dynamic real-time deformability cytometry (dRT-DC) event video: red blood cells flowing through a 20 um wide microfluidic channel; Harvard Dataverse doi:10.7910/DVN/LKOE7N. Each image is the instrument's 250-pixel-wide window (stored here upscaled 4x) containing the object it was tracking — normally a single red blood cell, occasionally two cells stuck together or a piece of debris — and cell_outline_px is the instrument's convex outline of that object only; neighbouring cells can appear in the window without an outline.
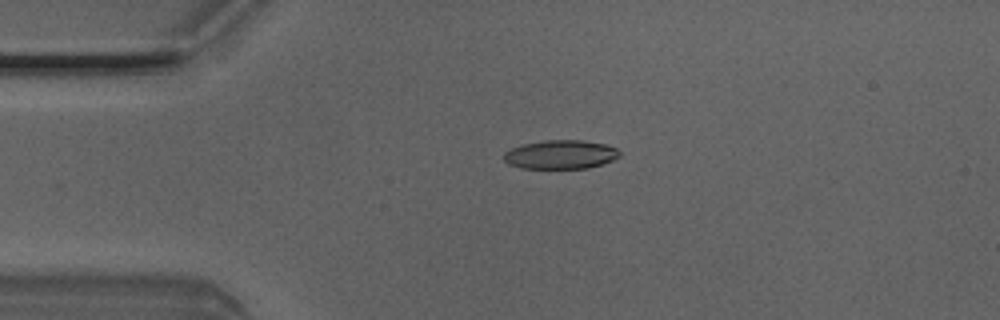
{"species": "Egyptian fruit bat (a non-hibernating species)", "species_latin": "Rousettus aegyptiacus", "temperature_condition": "room temperature", "stored_images_in_passage": 4, "camera_frame_rate_fps": 3000, "um_per_image_px": 0.085, "animal": {"sex": "male"}, "frame": {"image": 1, "passage_image": 3, "time_ms": 0.667, "image_size_px": [1000, 320], "cell_outline_px": [[620, 156], [604, 164], [588, 168], [520, 168], [508, 164], [504, 160], [504, 152], [512, 148], [524, 144], [544, 140], [584, 140], [604, 144], [616, 148], [620, 152]], "centroid_in_image_um": [47.66, 13.14], "position_along_channel_um": 37.3, "area_um2": 19.48}}